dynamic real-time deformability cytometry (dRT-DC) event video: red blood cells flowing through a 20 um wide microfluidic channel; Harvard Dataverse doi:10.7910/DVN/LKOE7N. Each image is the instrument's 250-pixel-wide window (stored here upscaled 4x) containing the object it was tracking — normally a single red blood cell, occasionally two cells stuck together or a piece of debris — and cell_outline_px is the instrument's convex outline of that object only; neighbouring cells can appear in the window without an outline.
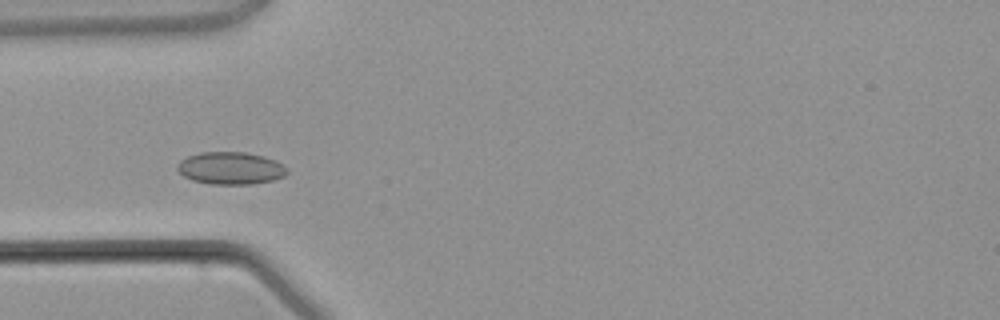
{"species": "common noctule bat (a hibernating species)", "species_latin": "Nyctalus noctula", "temperature_condition": "warm", "stored_images_in_passage": 2, "camera_frame_rate_fps": 3000, "um_per_image_px": 0.085, "animal": {"sex": "male", "body_mass_g": 21.5, "forearm_length_mm": 52.0}, "frame": {"image": 1, "passage_image": 2, "time_ms": 1.333, "image_size_px": [1000, 320], "cell_outline_px": [[288, 172], [284, 176], [272, 180], [252, 184], [208, 184], [192, 180], [184, 176], [176, 168], [180, 160], [188, 156], [200, 152], [248, 152], [264, 156], [276, 160], [284, 164], [288, 168]], "centroid_in_image_um": [19.63, 14.29], "position_along_channel_um": 65.4, "area_um2": 20.92}}